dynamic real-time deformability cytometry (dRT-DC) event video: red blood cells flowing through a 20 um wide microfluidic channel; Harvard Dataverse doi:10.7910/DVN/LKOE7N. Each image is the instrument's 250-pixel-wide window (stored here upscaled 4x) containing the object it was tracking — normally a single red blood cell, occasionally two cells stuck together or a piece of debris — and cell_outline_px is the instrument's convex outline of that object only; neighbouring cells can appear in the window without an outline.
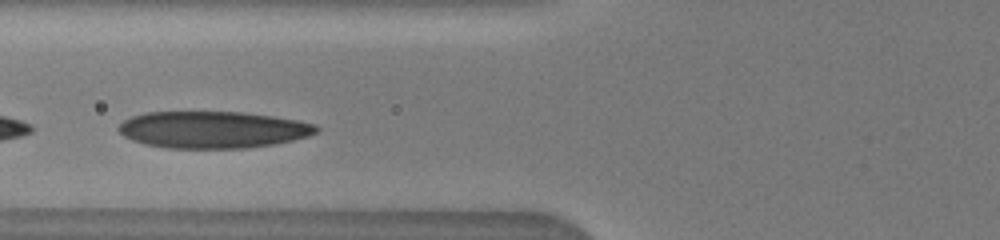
{"species": "human", "species_latin": "Homo sapiens", "temperature_condition": "warm", "stored_images_in_passage": 48, "camera_frame_rate_fps": 3000, "um_per_image_px": 0.085, "donor": {"sex": "male"}, "frame": {"image": 1, "passage_image": 6, "time_ms": 2.333, "image_size_px": [1000, 240], "cell_outline_px": [[320, 128], [316, 132], [308, 136], [276, 144], [244, 148], [168, 148], [144, 144], [132, 140], [124, 136], [116, 128], [124, 120], [132, 116], [144, 112], [240, 112], [272, 116], [296, 120], [316, 124]], "centroid_in_image_um": [18.07, 11.02], "position_along_channel_um": 107.7, "area_um2": 42.48}}